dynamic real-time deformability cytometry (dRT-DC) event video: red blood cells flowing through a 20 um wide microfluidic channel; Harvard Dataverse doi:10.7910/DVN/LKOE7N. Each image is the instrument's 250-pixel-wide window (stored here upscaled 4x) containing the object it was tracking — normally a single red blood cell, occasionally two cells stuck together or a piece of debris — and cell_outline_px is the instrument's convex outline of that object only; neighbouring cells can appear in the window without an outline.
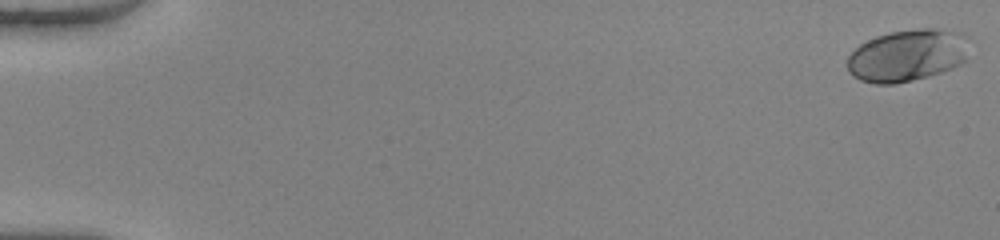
{"species": "human", "species_latin": "Homo sapiens", "temperature_condition": "warm", "stored_images_in_passage": 52, "camera_frame_rate_fps": 3000, "um_per_image_px": 0.085, "donor": {"sex": "female"}, "frame": {"image": 1, "passage_image": 1, "time_ms": 0.0, "image_size_px": [1000, 240], "cell_outline_px": [[964, 60], [960, 64], [952, 68], [928, 76], [896, 84], [876, 84], [860, 80], [852, 76], [848, 72], [848, 56], [860, 44], [876, 36], [888, 32], [920, 28], [932, 28], [944, 32], [964, 56]], "centroid_in_image_um": [76.81, 4.79], "position_along_channel_um": 8.2, "area_um2": 34.62}}
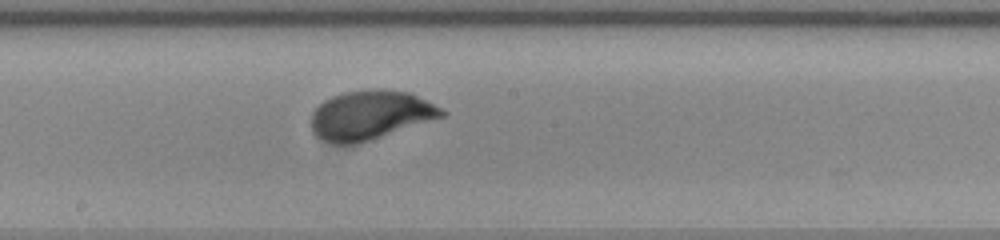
{"frame": {"image": 2, "passage_image": 30, "time_ms": 9.667, "image_size_px": [1000, 240], "cell_outline_px": [[448, 112], [444, 116], [360, 144], [332, 144], [316, 136], [312, 128], [312, 112], [324, 100], [332, 96], [344, 92], [376, 88], [380, 88], [412, 92]], "centroid_in_image_um": [31.49, 9.78], "position_along_channel_um": 216.7, "area_um2": 37.63}}
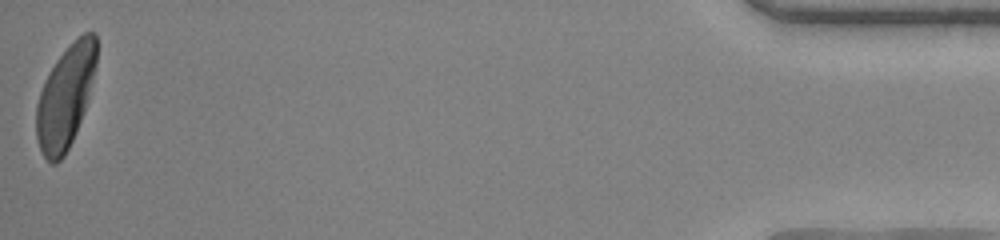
{"frame": {"image": 3, "passage_image": 52, "time_ms": 17.0, "image_size_px": [1000, 240], "cell_outline_px": [[96, 64], [84, 108], [80, 120], [72, 140], [64, 156], [56, 164], [52, 164], [44, 156], [36, 140], [36, 104], [44, 80], [56, 60], [84, 32], [96, 32]], "centroid_in_image_um": [5.53, 8.26], "position_along_channel_um": 429.7, "area_um2": 35.14}, "authors_computed_cell_mechanics": {"area_um2": 35.0846, "velocity_mm_per_s": 4.0605, "shape_relaxation_time_tau1_ms": 2.2319, "shape_relaxation_time_tau2_ms": null, "deformation_change_tau1": 0.1632, "deformation_change_tau2": null}}